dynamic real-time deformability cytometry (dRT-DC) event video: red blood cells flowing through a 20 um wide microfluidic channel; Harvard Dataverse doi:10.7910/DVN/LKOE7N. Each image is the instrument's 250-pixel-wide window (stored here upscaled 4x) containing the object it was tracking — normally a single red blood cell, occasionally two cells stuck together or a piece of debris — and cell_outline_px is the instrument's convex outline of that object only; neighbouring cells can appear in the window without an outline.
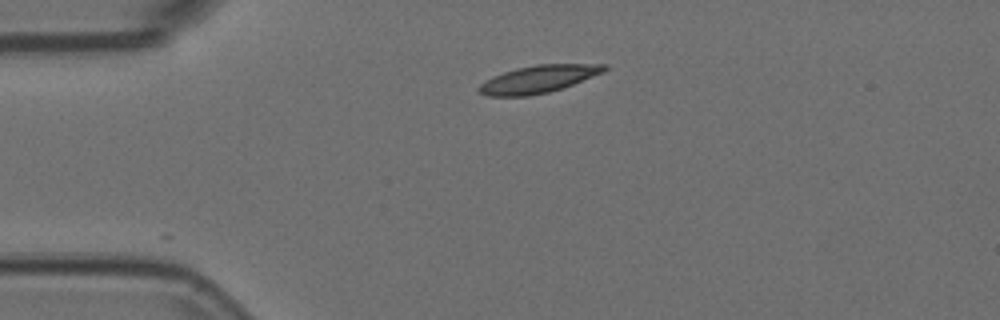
{"species": "Egyptian fruit bat (a non-hibernating species)", "species_latin": "Rousettus aegyptiacus", "temperature_condition": "room temperature", "stored_images_in_passage": 4, "camera_frame_rate_fps": 3000, "um_per_image_px": 0.085, "animal": {"sex": "female"}, "frame": {"image": 1, "passage_image": 1, "time_ms": 0.0, "image_size_px": [1000, 320], "cell_outline_px": [[608, 68], [604, 72], [564, 88], [548, 92], [528, 96], [488, 96], [476, 92], [476, 88], [480, 84], [492, 76], [516, 68], [536, 64], [608, 64]], "centroid_in_image_um": [45.75, 6.73], "position_along_channel_um": 39.3, "area_um2": 20.29}}